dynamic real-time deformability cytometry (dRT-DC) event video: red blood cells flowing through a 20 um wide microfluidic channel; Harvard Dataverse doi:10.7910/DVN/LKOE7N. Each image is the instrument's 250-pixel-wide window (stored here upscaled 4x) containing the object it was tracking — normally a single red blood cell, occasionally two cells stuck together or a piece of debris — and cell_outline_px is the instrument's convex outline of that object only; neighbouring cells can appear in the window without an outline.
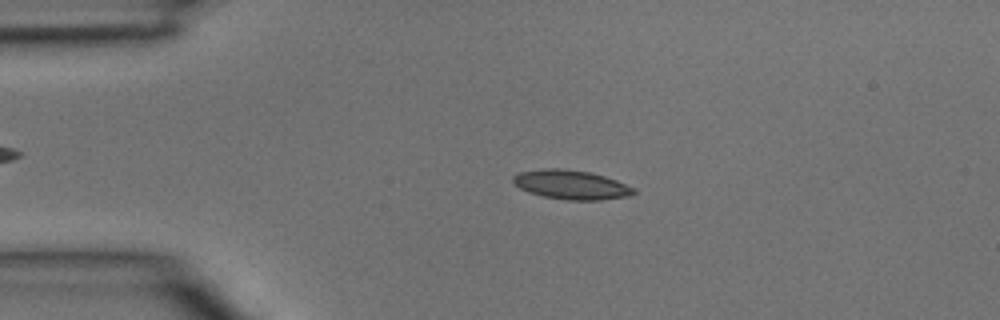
{"species": "common noctule bat (a hibernating species)", "species_latin": "Nyctalus noctula", "temperature_condition": "room temperature", "stored_images_in_passage": 4, "camera_frame_rate_fps": 3000, "um_per_image_px": 0.085, "animal": {"sex": "male", "body_mass_g": 15.6}, "frame": {"image": 1, "passage_image": 2, "time_ms": 0.333, "image_size_px": [1000, 320], "cell_outline_px": [[636, 192], [628, 196], [600, 200], [568, 200], [544, 196], [528, 192], [520, 188], [512, 180], [512, 176], [520, 172], [544, 168], [560, 168], [588, 172], [604, 176], [616, 180], [636, 188]], "centroid_in_image_um": [48.56, 15.7], "position_along_channel_um": 36.4, "area_um2": 20.4}}
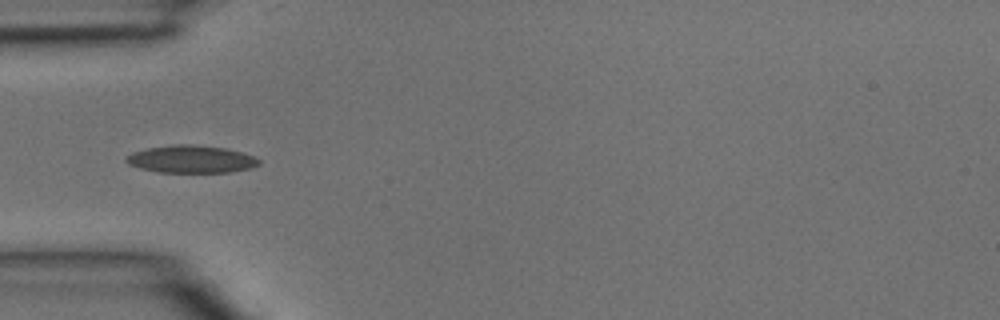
{"frame": {"image": 2, "passage_image": 3, "time_ms": 0.667, "image_size_px": [1000, 320], "cell_outline_px": [[260, 164], [252, 168], [232, 172], [160, 172], [140, 168], [128, 164], [124, 160], [124, 156], [132, 152], [148, 148], [172, 144], [192, 144], [224, 148], [256, 156], [260, 160]], "centroid_in_image_um": [16.24, 13.53], "position_along_channel_um": 68.8, "area_um2": 21.44}}
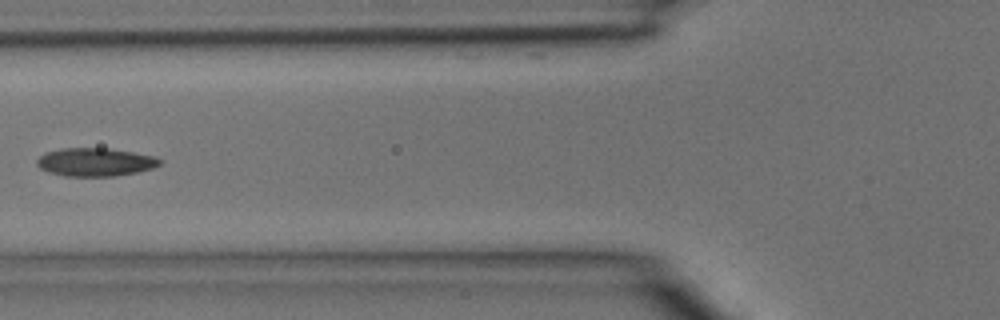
{"frame": {"image": 3, "passage_image": 4, "time_ms": 1.0, "image_size_px": [1000, 320], "cell_outline_px": [[164, 160], [160, 164], [152, 168], [136, 172], [116, 176], [64, 176], [48, 172], [40, 168], [36, 164], [36, 160], [44, 152], [60, 148], [108, 148], [156, 156]], "centroid_in_image_um": [8.09, 13.77], "position_along_channel_um": 117.7, "area_um2": 20.4}}